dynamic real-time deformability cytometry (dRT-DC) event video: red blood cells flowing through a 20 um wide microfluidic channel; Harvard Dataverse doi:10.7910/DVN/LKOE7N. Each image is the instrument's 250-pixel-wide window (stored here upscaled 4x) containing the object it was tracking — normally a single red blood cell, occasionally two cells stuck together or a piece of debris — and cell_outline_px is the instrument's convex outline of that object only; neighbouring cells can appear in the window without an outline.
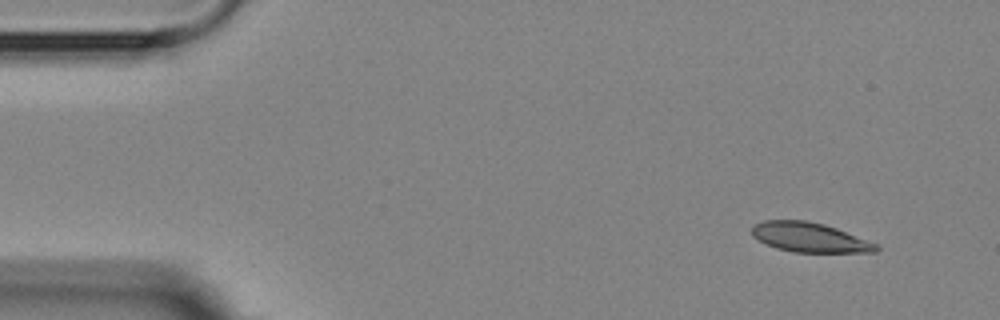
{"species": "Egyptian fruit bat (a non-hibernating species)", "species_latin": "Rousettus aegyptiacus", "temperature_condition": "room temperature", "stored_images_in_passage": 5, "camera_frame_rate_fps": 3000, "um_per_image_px": 0.085, "animal": {"sex": "female"}, "frame": {"image": 1, "passage_image": 1, "time_ms": 0.0, "image_size_px": [1000, 320], "cell_outline_px": [[880, 248], [876, 252], [792, 252], [776, 248], [752, 236], [752, 224], [764, 220], [804, 220], [824, 224], [836, 228], [880, 244]], "centroid_in_image_um": [68.84, 20.17], "position_along_channel_um": 16.2, "area_um2": 21.5}}
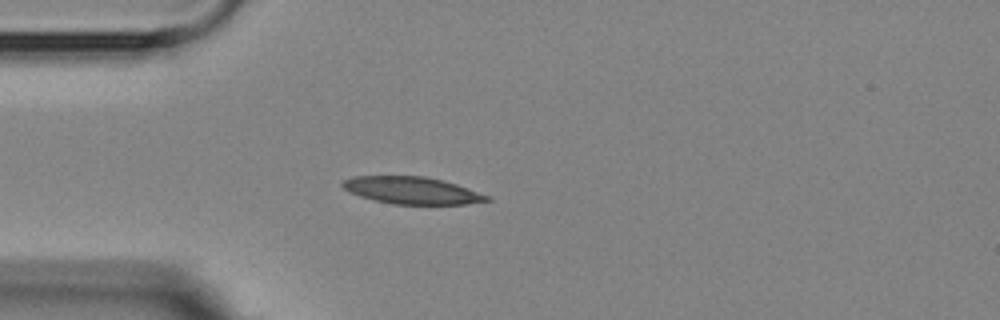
{"frame": {"image": 2, "passage_image": 4, "time_ms": 3.333, "image_size_px": [1000, 320], "cell_outline_px": [[492, 200], [468, 204], [392, 204], [360, 196], [348, 192], [340, 184], [344, 180], [352, 176], [424, 176], [456, 184], [492, 196]], "centroid_in_image_um": [35.03, 16.19], "position_along_channel_um": 50.0, "area_um2": 22.83}}